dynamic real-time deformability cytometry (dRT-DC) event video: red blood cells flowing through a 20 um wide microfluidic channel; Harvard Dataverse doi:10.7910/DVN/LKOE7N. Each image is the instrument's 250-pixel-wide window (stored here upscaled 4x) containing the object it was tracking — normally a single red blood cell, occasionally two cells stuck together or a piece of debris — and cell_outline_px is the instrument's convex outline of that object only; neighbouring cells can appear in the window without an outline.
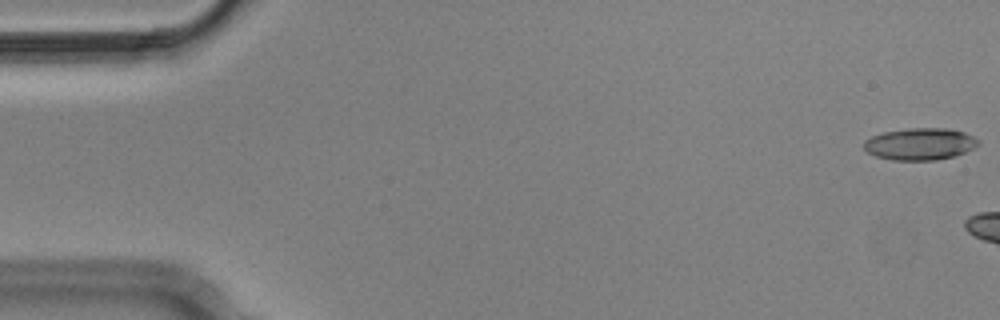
{"species": "Egyptian fruit bat (a non-hibernating species)", "species_latin": "Rousettus aegyptiacus", "temperature_condition": "cold", "stored_images_in_passage": 3, "camera_frame_rate_fps": 3000, "um_per_image_px": 0.085, "animal": {"sex": "male"}, "frame": {"image": 1, "passage_image": 1, "time_ms": 0.0, "image_size_px": [1000, 320], "cell_outline_px": [[980, 144], [964, 152], [952, 156], [936, 160], [892, 160], [876, 156], [868, 152], [864, 148], [864, 140], [872, 136], [884, 132], [908, 128], [948, 128], [964, 132], [980, 140]], "centroid_in_image_um": [78.2, 12.23], "position_along_channel_um": 6.8, "area_um2": 21.21}}